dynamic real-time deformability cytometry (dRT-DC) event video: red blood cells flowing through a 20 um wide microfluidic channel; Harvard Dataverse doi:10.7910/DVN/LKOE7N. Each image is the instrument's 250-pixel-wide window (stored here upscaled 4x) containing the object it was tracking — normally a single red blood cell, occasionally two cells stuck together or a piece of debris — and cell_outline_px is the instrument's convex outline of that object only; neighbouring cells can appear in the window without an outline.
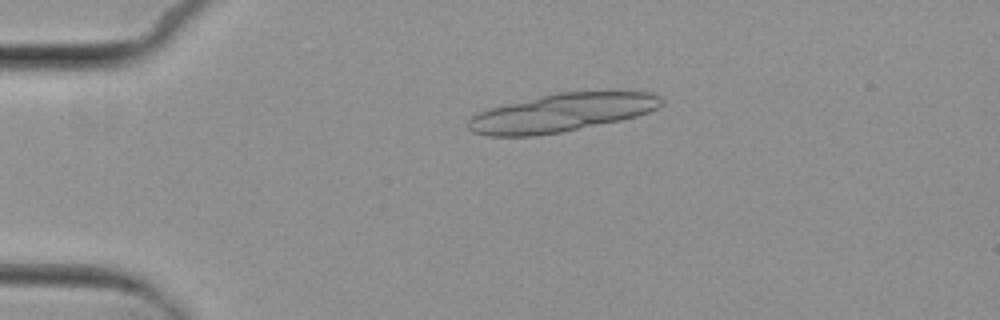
{"species": "common noctule bat (a hibernating species)", "species_latin": "Nyctalus noctula", "temperature_condition": "cold", "stored_images_in_passage": 6, "segment_of_instrument_passage": [1, 2], "camera_frame_rate_fps": 3000, "um_per_image_px": 0.085, "animal": {"sex": "female", "body_mass_g": 29.2, "forearm_length_mm": 56.3}, "frame": {"image": 1, "passage_image": 3, "time_ms": 3.0, "image_size_px": [1000, 320], "cell_outline_px": [[664, 100], [656, 108], [648, 112], [636, 116], [620, 120], [560, 132], [536, 136], [488, 136], [472, 132], [468, 128], [468, 120], [472, 116], [480, 112], [492, 108], [508, 104], [560, 92], [652, 92], [660, 96]], "centroid_in_image_um": [47.74, 9.59], "position_along_channel_um": 37.3, "area_um2": 42.14}}